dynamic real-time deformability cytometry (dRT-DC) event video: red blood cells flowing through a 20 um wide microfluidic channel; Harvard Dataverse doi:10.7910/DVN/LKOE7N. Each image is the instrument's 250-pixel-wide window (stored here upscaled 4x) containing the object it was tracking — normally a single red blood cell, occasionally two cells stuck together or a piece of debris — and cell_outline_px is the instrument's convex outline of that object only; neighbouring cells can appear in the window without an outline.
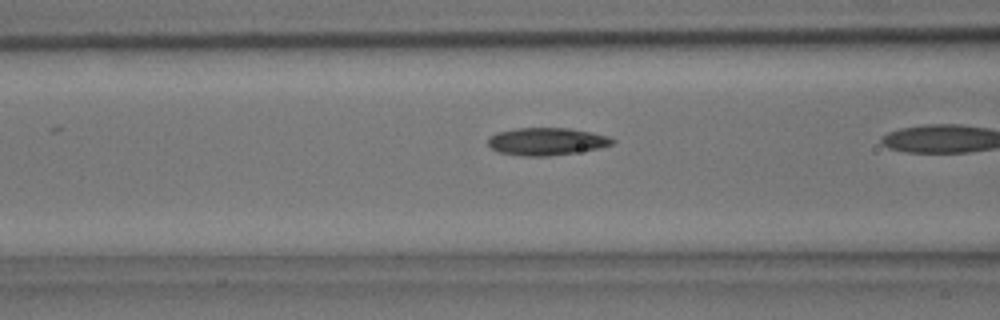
{"species": "common noctule bat (a hibernating species)", "species_latin": "Nyctalus noctula", "temperature_condition": "room temperature", "stored_images_in_passage": 14, "camera_frame_rate_fps": 3000, "um_per_image_px": 0.085, "animal": {"sex": "male", "body_mass_g": 15.6}, "frame": {"image": 1, "passage_image": 13, "time_ms": 4.0, "image_size_px": [1000, 320], "cell_outline_px": [[616, 140], [612, 144], [600, 148], [576, 152], [548, 156], [524, 156], [500, 152], [492, 148], [488, 144], [488, 136], [496, 132], [512, 128], [568, 128], [592, 132], [608, 136]], "centroid_in_image_um": [46.45, 12.01], "position_along_channel_um": 120.2, "area_um2": 20.0}}